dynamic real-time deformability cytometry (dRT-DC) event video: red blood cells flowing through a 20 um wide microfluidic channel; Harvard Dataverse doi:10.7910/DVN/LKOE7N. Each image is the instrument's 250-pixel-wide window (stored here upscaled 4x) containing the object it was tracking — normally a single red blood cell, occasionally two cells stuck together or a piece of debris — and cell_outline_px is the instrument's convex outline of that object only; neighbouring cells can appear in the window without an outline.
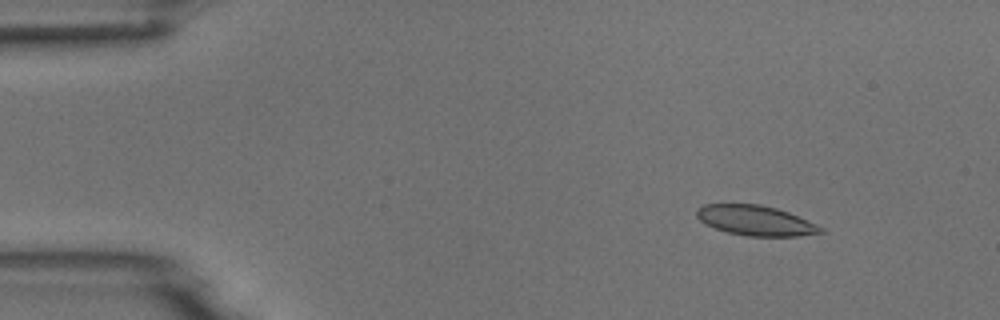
{"species": "common noctule bat (a hibernating species)", "species_latin": "Nyctalus noctula", "temperature_condition": "room temperature", "stored_images_in_passage": 6, "camera_frame_rate_fps": 3000, "um_per_image_px": 0.085, "animal": {"sex": "male", "body_mass_g": 18.8}, "frame": {"image": 1, "passage_image": 2, "time_ms": 1.0, "image_size_px": [1000, 320], "cell_outline_px": [[824, 232], [796, 236], [748, 236], [728, 232], [704, 224], [696, 216], [696, 208], [704, 204], [760, 204], [776, 208], [788, 212], [816, 224], [824, 228]], "centroid_in_image_um": [64.19, 18.73], "position_along_channel_um": 20.8, "area_um2": 21.62}}
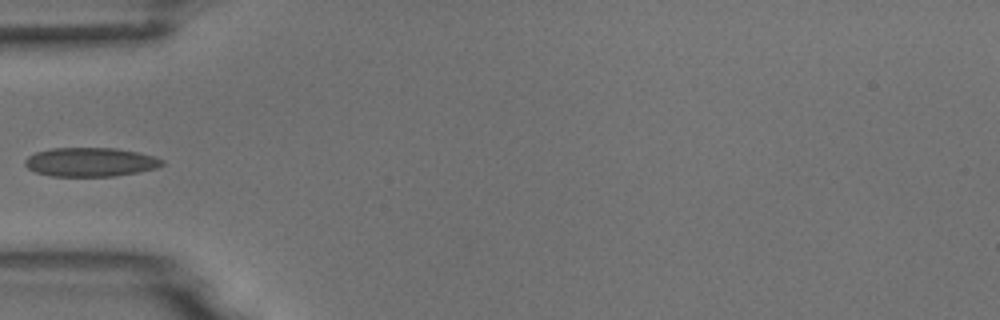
{"frame": {"image": 2, "passage_image": 5, "time_ms": 4.667, "image_size_px": [1000, 320], "cell_outline_px": [[164, 164], [156, 168], [116, 176], [52, 176], [36, 172], [28, 168], [24, 164], [24, 160], [28, 156], [36, 152], [52, 148], [116, 148], [156, 156], [164, 160]], "centroid_in_image_um": [7.69, 13.77], "position_along_channel_um": 77.3, "area_um2": 23.12}}